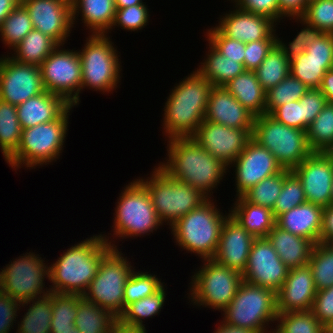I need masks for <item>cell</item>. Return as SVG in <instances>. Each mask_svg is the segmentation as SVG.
I'll return each mask as SVG.
<instances>
[{
    "instance_id": "6da1fadb",
    "label": "cell",
    "mask_w": 333,
    "mask_h": 333,
    "mask_svg": "<svg viewBox=\"0 0 333 333\" xmlns=\"http://www.w3.org/2000/svg\"><path fill=\"white\" fill-rule=\"evenodd\" d=\"M165 141L167 157L158 166L171 178L189 184L212 199L213 190L218 188L229 168L192 137H174Z\"/></svg>"
},
{
    "instance_id": "7a4b0ae2",
    "label": "cell",
    "mask_w": 333,
    "mask_h": 333,
    "mask_svg": "<svg viewBox=\"0 0 333 333\" xmlns=\"http://www.w3.org/2000/svg\"><path fill=\"white\" fill-rule=\"evenodd\" d=\"M112 249L101 233L68 248L49 265L51 292L83 295L97 275L102 258Z\"/></svg>"
},
{
    "instance_id": "3957f363",
    "label": "cell",
    "mask_w": 333,
    "mask_h": 333,
    "mask_svg": "<svg viewBox=\"0 0 333 333\" xmlns=\"http://www.w3.org/2000/svg\"><path fill=\"white\" fill-rule=\"evenodd\" d=\"M212 88L196 69L174 85L163 108L161 126L165 139L191 137L197 131L204 121Z\"/></svg>"
},
{
    "instance_id": "277c9868",
    "label": "cell",
    "mask_w": 333,
    "mask_h": 333,
    "mask_svg": "<svg viewBox=\"0 0 333 333\" xmlns=\"http://www.w3.org/2000/svg\"><path fill=\"white\" fill-rule=\"evenodd\" d=\"M119 195L113 213L114 222L110 226L111 229L113 228L110 231L113 234H108L112 238L107 236L105 232L101 234L104 240L115 249L119 247L115 245L119 239H137V237L149 236L154 231L157 232V229H160V226L163 225L155 212L148 190L137 178L128 185L126 184ZM114 237H117L116 241H114Z\"/></svg>"
},
{
    "instance_id": "5b68a950",
    "label": "cell",
    "mask_w": 333,
    "mask_h": 333,
    "mask_svg": "<svg viewBox=\"0 0 333 333\" xmlns=\"http://www.w3.org/2000/svg\"><path fill=\"white\" fill-rule=\"evenodd\" d=\"M215 202L213 198L208 199L169 227L174 243L187 253L202 258L200 260L214 258L222 225L230 215V212L224 214L217 208Z\"/></svg>"
},
{
    "instance_id": "8992f818",
    "label": "cell",
    "mask_w": 333,
    "mask_h": 333,
    "mask_svg": "<svg viewBox=\"0 0 333 333\" xmlns=\"http://www.w3.org/2000/svg\"><path fill=\"white\" fill-rule=\"evenodd\" d=\"M74 107L71 105L57 120L22 129L17 151L6 161L9 167L15 171L22 167L30 170L56 162L65 147L70 111Z\"/></svg>"
},
{
    "instance_id": "52a82bcc",
    "label": "cell",
    "mask_w": 333,
    "mask_h": 333,
    "mask_svg": "<svg viewBox=\"0 0 333 333\" xmlns=\"http://www.w3.org/2000/svg\"><path fill=\"white\" fill-rule=\"evenodd\" d=\"M152 170L150 176L137 180L148 190L155 212L168 228L209 199L189 184L171 178L158 165Z\"/></svg>"
},
{
    "instance_id": "ba28073f",
    "label": "cell",
    "mask_w": 333,
    "mask_h": 333,
    "mask_svg": "<svg viewBox=\"0 0 333 333\" xmlns=\"http://www.w3.org/2000/svg\"><path fill=\"white\" fill-rule=\"evenodd\" d=\"M78 55L81 61V91L84 88L113 94L122 77L119 51L108 34H89Z\"/></svg>"
},
{
    "instance_id": "9c48e42d",
    "label": "cell",
    "mask_w": 333,
    "mask_h": 333,
    "mask_svg": "<svg viewBox=\"0 0 333 333\" xmlns=\"http://www.w3.org/2000/svg\"><path fill=\"white\" fill-rule=\"evenodd\" d=\"M222 312L224 323L257 333H272L274 326L272 328L270 324H276L278 315L276 293L243 280L235 297Z\"/></svg>"
},
{
    "instance_id": "30bf717a",
    "label": "cell",
    "mask_w": 333,
    "mask_h": 333,
    "mask_svg": "<svg viewBox=\"0 0 333 333\" xmlns=\"http://www.w3.org/2000/svg\"><path fill=\"white\" fill-rule=\"evenodd\" d=\"M203 265L193 271L188 299L196 307L222 311L228 306L243 281L242 273L224 267L213 259L201 260Z\"/></svg>"
},
{
    "instance_id": "8fae6325",
    "label": "cell",
    "mask_w": 333,
    "mask_h": 333,
    "mask_svg": "<svg viewBox=\"0 0 333 333\" xmlns=\"http://www.w3.org/2000/svg\"><path fill=\"white\" fill-rule=\"evenodd\" d=\"M112 248L103 258L83 298L107 310L117 319L124 311V287L135 267L122 251Z\"/></svg>"
},
{
    "instance_id": "7c38bea8",
    "label": "cell",
    "mask_w": 333,
    "mask_h": 333,
    "mask_svg": "<svg viewBox=\"0 0 333 333\" xmlns=\"http://www.w3.org/2000/svg\"><path fill=\"white\" fill-rule=\"evenodd\" d=\"M252 139L268 149L287 170L295 169L312 153L305 130L286 126L268 114L255 117Z\"/></svg>"
},
{
    "instance_id": "4fadbf2b",
    "label": "cell",
    "mask_w": 333,
    "mask_h": 333,
    "mask_svg": "<svg viewBox=\"0 0 333 333\" xmlns=\"http://www.w3.org/2000/svg\"><path fill=\"white\" fill-rule=\"evenodd\" d=\"M45 261L35 252L10 260L0 271V291L20 303L50 294L44 282L49 279V263Z\"/></svg>"
},
{
    "instance_id": "5bb4252c",
    "label": "cell",
    "mask_w": 333,
    "mask_h": 333,
    "mask_svg": "<svg viewBox=\"0 0 333 333\" xmlns=\"http://www.w3.org/2000/svg\"><path fill=\"white\" fill-rule=\"evenodd\" d=\"M59 45L39 66L45 91L78 106L81 93V61L78 50Z\"/></svg>"
},
{
    "instance_id": "9a60e30c",
    "label": "cell",
    "mask_w": 333,
    "mask_h": 333,
    "mask_svg": "<svg viewBox=\"0 0 333 333\" xmlns=\"http://www.w3.org/2000/svg\"><path fill=\"white\" fill-rule=\"evenodd\" d=\"M45 91L40 68L0 57V100L18 105Z\"/></svg>"
},
{
    "instance_id": "2e32d148",
    "label": "cell",
    "mask_w": 333,
    "mask_h": 333,
    "mask_svg": "<svg viewBox=\"0 0 333 333\" xmlns=\"http://www.w3.org/2000/svg\"><path fill=\"white\" fill-rule=\"evenodd\" d=\"M252 131L253 129L230 128L204 120L191 137L229 167L252 139Z\"/></svg>"
},
{
    "instance_id": "e0dca14e",
    "label": "cell",
    "mask_w": 333,
    "mask_h": 333,
    "mask_svg": "<svg viewBox=\"0 0 333 333\" xmlns=\"http://www.w3.org/2000/svg\"><path fill=\"white\" fill-rule=\"evenodd\" d=\"M289 268L282 262L269 240L256 238L252 244L243 280L264 288L279 291Z\"/></svg>"
},
{
    "instance_id": "ac0fdd59",
    "label": "cell",
    "mask_w": 333,
    "mask_h": 333,
    "mask_svg": "<svg viewBox=\"0 0 333 333\" xmlns=\"http://www.w3.org/2000/svg\"><path fill=\"white\" fill-rule=\"evenodd\" d=\"M234 168L236 196H242L263 179L283 170L274 155L251 139L228 168Z\"/></svg>"
},
{
    "instance_id": "d6986e66",
    "label": "cell",
    "mask_w": 333,
    "mask_h": 333,
    "mask_svg": "<svg viewBox=\"0 0 333 333\" xmlns=\"http://www.w3.org/2000/svg\"><path fill=\"white\" fill-rule=\"evenodd\" d=\"M33 28L64 45L72 33V6L67 0H21Z\"/></svg>"
},
{
    "instance_id": "ffe728a7",
    "label": "cell",
    "mask_w": 333,
    "mask_h": 333,
    "mask_svg": "<svg viewBox=\"0 0 333 333\" xmlns=\"http://www.w3.org/2000/svg\"><path fill=\"white\" fill-rule=\"evenodd\" d=\"M300 179L307 202L329 206L332 198L333 158L324 152H312L292 170Z\"/></svg>"
},
{
    "instance_id": "44dd1931",
    "label": "cell",
    "mask_w": 333,
    "mask_h": 333,
    "mask_svg": "<svg viewBox=\"0 0 333 333\" xmlns=\"http://www.w3.org/2000/svg\"><path fill=\"white\" fill-rule=\"evenodd\" d=\"M220 15L216 27L227 37L248 43L265 39H277L276 25L271 18L254 14L234 6Z\"/></svg>"
},
{
    "instance_id": "7402d4cb",
    "label": "cell",
    "mask_w": 333,
    "mask_h": 333,
    "mask_svg": "<svg viewBox=\"0 0 333 333\" xmlns=\"http://www.w3.org/2000/svg\"><path fill=\"white\" fill-rule=\"evenodd\" d=\"M255 239L229 215L222 225L219 245L213 260L224 267L243 273Z\"/></svg>"
},
{
    "instance_id": "603a6c76",
    "label": "cell",
    "mask_w": 333,
    "mask_h": 333,
    "mask_svg": "<svg viewBox=\"0 0 333 333\" xmlns=\"http://www.w3.org/2000/svg\"><path fill=\"white\" fill-rule=\"evenodd\" d=\"M316 292L308 265L289 269L285 282L276 293L277 312L311 310Z\"/></svg>"
},
{
    "instance_id": "cb8c5ba5",
    "label": "cell",
    "mask_w": 333,
    "mask_h": 333,
    "mask_svg": "<svg viewBox=\"0 0 333 333\" xmlns=\"http://www.w3.org/2000/svg\"><path fill=\"white\" fill-rule=\"evenodd\" d=\"M204 120L230 128L253 129L255 116L244 108L225 87L213 86Z\"/></svg>"
},
{
    "instance_id": "d4e9b609",
    "label": "cell",
    "mask_w": 333,
    "mask_h": 333,
    "mask_svg": "<svg viewBox=\"0 0 333 333\" xmlns=\"http://www.w3.org/2000/svg\"><path fill=\"white\" fill-rule=\"evenodd\" d=\"M71 105L61 96L48 91L17 105L22 129L57 120Z\"/></svg>"
},
{
    "instance_id": "484cf974",
    "label": "cell",
    "mask_w": 333,
    "mask_h": 333,
    "mask_svg": "<svg viewBox=\"0 0 333 333\" xmlns=\"http://www.w3.org/2000/svg\"><path fill=\"white\" fill-rule=\"evenodd\" d=\"M324 207L305 202L279 215L275 224L298 236H302L314 244L320 242Z\"/></svg>"
},
{
    "instance_id": "4316f807",
    "label": "cell",
    "mask_w": 333,
    "mask_h": 333,
    "mask_svg": "<svg viewBox=\"0 0 333 333\" xmlns=\"http://www.w3.org/2000/svg\"><path fill=\"white\" fill-rule=\"evenodd\" d=\"M72 23L81 20L89 34H108L113 25L116 8L114 0H73ZM81 16L78 19V16Z\"/></svg>"
},
{
    "instance_id": "83f0119b",
    "label": "cell",
    "mask_w": 333,
    "mask_h": 333,
    "mask_svg": "<svg viewBox=\"0 0 333 333\" xmlns=\"http://www.w3.org/2000/svg\"><path fill=\"white\" fill-rule=\"evenodd\" d=\"M266 238L289 269L307 265L315 245L312 241L292 234L276 224Z\"/></svg>"
},
{
    "instance_id": "f1b7e54d",
    "label": "cell",
    "mask_w": 333,
    "mask_h": 333,
    "mask_svg": "<svg viewBox=\"0 0 333 333\" xmlns=\"http://www.w3.org/2000/svg\"><path fill=\"white\" fill-rule=\"evenodd\" d=\"M230 216L255 238H265L275 225L272 210L247 202L242 196L234 197Z\"/></svg>"
},
{
    "instance_id": "f546056e",
    "label": "cell",
    "mask_w": 333,
    "mask_h": 333,
    "mask_svg": "<svg viewBox=\"0 0 333 333\" xmlns=\"http://www.w3.org/2000/svg\"><path fill=\"white\" fill-rule=\"evenodd\" d=\"M223 87L255 117L266 114V91L260 85L254 71L244 70Z\"/></svg>"
},
{
    "instance_id": "4dcf8cb0",
    "label": "cell",
    "mask_w": 333,
    "mask_h": 333,
    "mask_svg": "<svg viewBox=\"0 0 333 333\" xmlns=\"http://www.w3.org/2000/svg\"><path fill=\"white\" fill-rule=\"evenodd\" d=\"M165 286L164 284L153 295L129 304L118 318V326L130 330H146L144 320L160 314L165 305L167 295V286Z\"/></svg>"
},
{
    "instance_id": "1f68e13d",
    "label": "cell",
    "mask_w": 333,
    "mask_h": 333,
    "mask_svg": "<svg viewBox=\"0 0 333 333\" xmlns=\"http://www.w3.org/2000/svg\"><path fill=\"white\" fill-rule=\"evenodd\" d=\"M207 46L209 50L205 59L195 69L213 86H224L245 70L242 63L226 58L210 43Z\"/></svg>"
},
{
    "instance_id": "d6a6232c",
    "label": "cell",
    "mask_w": 333,
    "mask_h": 333,
    "mask_svg": "<svg viewBox=\"0 0 333 333\" xmlns=\"http://www.w3.org/2000/svg\"><path fill=\"white\" fill-rule=\"evenodd\" d=\"M58 46L53 38L33 29L12 49L9 57L21 64L39 67Z\"/></svg>"
},
{
    "instance_id": "836d02e7",
    "label": "cell",
    "mask_w": 333,
    "mask_h": 333,
    "mask_svg": "<svg viewBox=\"0 0 333 333\" xmlns=\"http://www.w3.org/2000/svg\"><path fill=\"white\" fill-rule=\"evenodd\" d=\"M30 304V305H29ZM29 305V307H27ZM20 307L28 309L18 320L16 333H50L52 320V292L40 298L22 302Z\"/></svg>"
},
{
    "instance_id": "e575fe53",
    "label": "cell",
    "mask_w": 333,
    "mask_h": 333,
    "mask_svg": "<svg viewBox=\"0 0 333 333\" xmlns=\"http://www.w3.org/2000/svg\"><path fill=\"white\" fill-rule=\"evenodd\" d=\"M75 327L82 333H113L118 319L110 312L82 298L77 304Z\"/></svg>"
},
{
    "instance_id": "d590c367",
    "label": "cell",
    "mask_w": 333,
    "mask_h": 333,
    "mask_svg": "<svg viewBox=\"0 0 333 333\" xmlns=\"http://www.w3.org/2000/svg\"><path fill=\"white\" fill-rule=\"evenodd\" d=\"M21 135L17 106L0 100V150L5 161L17 151Z\"/></svg>"
},
{
    "instance_id": "8d00e7d4",
    "label": "cell",
    "mask_w": 333,
    "mask_h": 333,
    "mask_svg": "<svg viewBox=\"0 0 333 333\" xmlns=\"http://www.w3.org/2000/svg\"><path fill=\"white\" fill-rule=\"evenodd\" d=\"M254 72L260 85L267 91L290 74V60L276 44Z\"/></svg>"
},
{
    "instance_id": "74e56055",
    "label": "cell",
    "mask_w": 333,
    "mask_h": 333,
    "mask_svg": "<svg viewBox=\"0 0 333 333\" xmlns=\"http://www.w3.org/2000/svg\"><path fill=\"white\" fill-rule=\"evenodd\" d=\"M83 295L52 292V320L50 333H69L75 328L77 304Z\"/></svg>"
},
{
    "instance_id": "f35d334b",
    "label": "cell",
    "mask_w": 333,
    "mask_h": 333,
    "mask_svg": "<svg viewBox=\"0 0 333 333\" xmlns=\"http://www.w3.org/2000/svg\"><path fill=\"white\" fill-rule=\"evenodd\" d=\"M306 134L312 152L327 153L333 147V104L327 103L323 107Z\"/></svg>"
},
{
    "instance_id": "ab89813d",
    "label": "cell",
    "mask_w": 333,
    "mask_h": 333,
    "mask_svg": "<svg viewBox=\"0 0 333 333\" xmlns=\"http://www.w3.org/2000/svg\"><path fill=\"white\" fill-rule=\"evenodd\" d=\"M333 68V60H316L302 55L290 60V74L309 89H319L326 71Z\"/></svg>"
},
{
    "instance_id": "60d3db41",
    "label": "cell",
    "mask_w": 333,
    "mask_h": 333,
    "mask_svg": "<svg viewBox=\"0 0 333 333\" xmlns=\"http://www.w3.org/2000/svg\"><path fill=\"white\" fill-rule=\"evenodd\" d=\"M33 29L30 15L20 3L2 22L0 40L7 48L9 47L8 49L12 50Z\"/></svg>"
},
{
    "instance_id": "b9f144b4",
    "label": "cell",
    "mask_w": 333,
    "mask_h": 333,
    "mask_svg": "<svg viewBox=\"0 0 333 333\" xmlns=\"http://www.w3.org/2000/svg\"><path fill=\"white\" fill-rule=\"evenodd\" d=\"M307 265L317 291L333 286V248L330 245L323 242L315 244Z\"/></svg>"
},
{
    "instance_id": "7bdbcfd3",
    "label": "cell",
    "mask_w": 333,
    "mask_h": 333,
    "mask_svg": "<svg viewBox=\"0 0 333 333\" xmlns=\"http://www.w3.org/2000/svg\"><path fill=\"white\" fill-rule=\"evenodd\" d=\"M273 333H328L311 310L278 313Z\"/></svg>"
},
{
    "instance_id": "ee69618b",
    "label": "cell",
    "mask_w": 333,
    "mask_h": 333,
    "mask_svg": "<svg viewBox=\"0 0 333 333\" xmlns=\"http://www.w3.org/2000/svg\"><path fill=\"white\" fill-rule=\"evenodd\" d=\"M308 90L309 88L305 84L289 74L283 81L266 91V114L270 115L281 105L300 100Z\"/></svg>"
},
{
    "instance_id": "f6af8a7d",
    "label": "cell",
    "mask_w": 333,
    "mask_h": 333,
    "mask_svg": "<svg viewBox=\"0 0 333 333\" xmlns=\"http://www.w3.org/2000/svg\"><path fill=\"white\" fill-rule=\"evenodd\" d=\"M285 169L251 187L242 197L249 203L273 210L276 199L281 193Z\"/></svg>"
},
{
    "instance_id": "bcb514c9",
    "label": "cell",
    "mask_w": 333,
    "mask_h": 333,
    "mask_svg": "<svg viewBox=\"0 0 333 333\" xmlns=\"http://www.w3.org/2000/svg\"><path fill=\"white\" fill-rule=\"evenodd\" d=\"M135 270L137 269H134L124 287V310L129 304L153 295L165 283L154 273Z\"/></svg>"
},
{
    "instance_id": "7dc6e473",
    "label": "cell",
    "mask_w": 333,
    "mask_h": 333,
    "mask_svg": "<svg viewBox=\"0 0 333 333\" xmlns=\"http://www.w3.org/2000/svg\"><path fill=\"white\" fill-rule=\"evenodd\" d=\"M305 202L307 200L300 179L292 170L285 169L283 187L272 210L275 219Z\"/></svg>"
},
{
    "instance_id": "c3c4849f",
    "label": "cell",
    "mask_w": 333,
    "mask_h": 333,
    "mask_svg": "<svg viewBox=\"0 0 333 333\" xmlns=\"http://www.w3.org/2000/svg\"><path fill=\"white\" fill-rule=\"evenodd\" d=\"M289 20H295L294 22L302 24L301 26L303 29L301 28V30L297 32L295 38L288 42L289 44L285 41L283 42L282 38L280 39V37H278V33L276 32V44L287 56V58L291 60L296 56L302 55L306 51L308 45H311L315 39L322 34V32L316 29L302 17H289Z\"/></svg>"
},
{
    "instance_id": "681fc988",
    "label": "cell",
    "mask_w": 333,
    "mask_h": 333,
    "mask_svg": "<svg viewBox=\"0 0 333 333\" xmlns=\"http://www.w3.org/2000/svg\"><path fill=\"white\" fill-rule=\"evenodd\" d=\"M149 9L146 4L129 6L123 9H116L113 25L109 33L115 27H120L122 30L138 32L147 26L150 20Z\"/></svg>"
},
{
    "instance_id": "f907efd6",
    "label": "cell",
    "mask_w": 333,
    "mask_h": 333,
    "mask_svg": "<svg viewBox=\"0 0 333 333\" xmlns=\"http://www.w3.org/2000/svg\"><path fill=\"white\" fill-rule=\"evenodd\" d=\"M322 33L333 34V0H314L301 16Z\"/></svg>"
},
{
    "instance_id": "816d5d0a",
    "label": "cell",
    "mask_w": 333,
    "mask_h": 333,
    "mask_svg": "<svg viewBox=\"0 0 333 333\" xmlns=\"http://www.w3.org/2000/svg\"><path fill=\"white\" fill-rule=\"evenodd\" d=\"M205 38L217 51L226 58L237 60L244 66V51L246 43L225 36L216 26L206 30Z\"/></svg>"
},
{
    "instance_id": "f5cc1de1",
    "label": "cell",
    "mask_w": 333,
    "mask_h": 333,
    "mask_svg": "<svg viewBox=\"0 0 333 333\" xmlns=\"http://www.w3.org/2000/svg\"><path fill=\"white\" fill-rule=\"evenodd\" d=\"M311 312L327 330H333V286L317 291Z\"/></svg>"
},
{
    "instance_id": "db71d44e",
    "label": "cell",
    "mask_w": 333,
    "mask_h": 333,
    "mask_svg": "<svg viewBox=\"0 0 333 333\" xmlns=\"http://www.w3.org/2000/svg\"><path fill=\"white\" fill-rule=\"evenodd\" d=\"M231 2L245 11L267 16L277 24L285 19L280 12L278 0H231Z\"/></svg>"
},
{
    "instance_id": "11a10c76",
    "label": "cell",
    "mask_w": 333,
    "mask_h": 333,
    "mask_svg": "<svg viewBox=\"0 0 333 333\" xmlns=\"http://www.w3.org/2000/svg\"><path fill=\"white\" fill-rule=\"evenodd\" d=\"M276 42L277 39H265L246 43L244 51V69L255 71L276 45Z\"/></svg>"
},
{
    "instance_id": "9f6ffc18",
    "label": "cell",
    "mask_w": 333,
    "mask_h": 333,
    "mask_svg": "<svg viewBox=\"0 0 333 333\" xmlns=\"http://www.w3.org/2000/svg\"><path fill=\"white\" fill-rule=\"evenodd\" d=\"M270 116L286 126L304 130V111L299 100L277 107Z\"/></svg>"
},
{
    "instance_id": "6f0895ef",
    "label": "cell",
    "mask_w": 333,
    "mask_h": 333,
    "mask_svg": "<svg viewBox=\"0 0 333 333\" xmlns=\"http://www.w3.org/2000/svg\"><path fill=\"white\" fill-rule=\"evenodd\" d=\"M304 111V130L307 131L310 124L327 104L326 98L320 89H309L299 100Z\"/></svg>"
},
{
    "instance_id": "680465c9",
    "label": "cell",
    "mask_w": 333,
    "mask_h": 333,
    "mask_svg": "<svg viewBox=\"0 0 333 333\" xmlns=\"http://www.w3.org/2000/svg\"><path fill=\"white\" fill-rule=\"evenodd\" d=\"M20 302L0 291V333H9L20 314ZM15 323V324H14Z\"/></svg>"
},
{
    "instance_id": "91938a15",
    "label": "cell",
    "mask_w": 333,
    "mask_h": 333,
    "mask_svg": "<svg viewBox=\"0 0 333 333\" xmlns=\"http://www.w3.org/2000/svg\"><path fill=\"white\" fill-rule=\"evenodd\" d=\"M304 54L311 59L333 60V34L322 33L308 45Z\"/></svg>"
},
{
    "instance_id": "94428289",
    "label": "cell",
    "mask_w": 333,
    "mask_h": 333,
    "mask_svg": "<svg viewBox=\"0 0 333 333\" xmlns=\"http://www.w3.org/2000/svg\"><path fill=\"white\" fill-rule=\"evenodd\" d=\"M280 12L289 17H301L307 8V0H278Z\"/></svg>"
},
{
    "instance_id": "6125c7cd",
    "label": "cell",
    "mask_w": 333,
    "mask_h": 333,
    "mask_svg": "<svg viewBox=\"0 0 333 333\" xmlns=\"http://www.w3.org/2000/svg\"><path fill=\"white\" fill-rule=\"evenodd\" d=\"M333 238V204L324 207L320 242L327 243Z\"/></svg>"
},
{
    "instance_id": "be15d7a7",
    "label": "cell",
    "mask_w": 333,
    "mask_h": 333,
    "mask_svg": "<svg viewBox=\"0 0 333 333\" xmlns=\"http://www.w3.org/2000/svg\"><path fill=\"white\" fill-rule=\"evenodd\" d=\"M319 89L325 96L327 103L333 104V68L326 71Z\"/></svg>"
},
{
    "instance_id": "e7e4bbea",
    "label": "cell",
    "mask_w": 333,
    "mask_h": 333,
    "mask_svg": "<svg viewBox=\"0 0 333 333\" xmlns=\"http://www.w3.org/2000/svg\"><path fill=\"white\" fill-rule=\"evenodd\" d=\"M217 326L218 327H216L214 333H257L251 329L229 325L224 323L222 320L217 324Z\"/></svg>"
},
{
    "instance_id": "03108f58",
    "label": "cell",
    "mask_w": 333,
    "mask_h": 333,
    "mask_svg": "<svg viewBox=\"0 0 333 333\" xmlns=\"http://www.w3.org/2000/svg\"><path fill=\"white\" fill-rule=\"evenodd\" d=\"M20 3L21 0H0V26L10 12Z\"/></svg>"
},
{
    "instance_id": "003e7915",
    "label": "cell",
    "mask_w": 333,
    "mask_h": 333,
    "mask_svg": "<svg viewBox=\"0 0 333 333\" xmlns=\"http://www.w3.org/2000/svg\"><path fill=\"white\" fill-rule=\"evenodd\" d=\"M144 0H114L116 9H123L129 6L146 4Z\"/></svg>"
},
{
    "instance_id": "a7ac6f4b",
    "label": "cell",
    "mask_w": 333,
    "mask_h": 333,
    "mask_svg": "<svg viewBox=\"0 0 333 333\" xmlns=\"http://www.w3.org/2000/svg\"><path fill=\"white\" fill-rule=\"evenodd\" d=\"M113 333H147V330H130L117 326Z\"/></svg>"
},
{
    "instance_id": "89a4df30",
    "label": "cell",
    "mask_w": 333,
    "mask_h": 333,
    "mask_svg": "<svg viewBox=\"0 0 333 333\" xmlns=\"http://www.w3.org/2000/svg\"><path fill=\"white\" fill-rule=\"evenodd\" d=\"M69 333H82V332L75 327L74 329H71Z\"/></svg>"
},
{
    "instance_id": "2644e50d",
    "label": "cell",
    "mask_w": 333,
    "mask_h": 333,
    "mask_svg": "<svg viewBox=\"0 0 333 333\" xmlns=\"http://www.w3.org/2000/svg\"><path fill=\"white\" fill-rule=\"evenodd\" d=\"M328 245H330L332 248H333V238H331L328 242H327Z\"/></svg>"
},
{
    "instance_id": "8c879c8a",
    "label": "cell",
    "mask_w": 333,
    "mask_h": 333,
    "mask_svg": "<svg viewBox=\"0 0 333 333\" xmlns=\"http://www.w3.org/2000/svg\"><path fill=\"white\" fill-rule=\"evenodd\" d=\"M327 153L333 158V147Z\"/></svg>"
},
{
    "instance_id": "753ad0ef",
    "label": "cell",
    "mask_w": 333,
    "mask_h": 333,
    "mask_svg": "<svg viewBox=\"0 0 333 333\" xmlns=\"http://www.w3.org/2000/svg\"><path fill=\"white\" fill-rule=\"evenodd\" d=\"M331 204H333V183H332V198H331Z\"/></svg>"
}]
</instances>
